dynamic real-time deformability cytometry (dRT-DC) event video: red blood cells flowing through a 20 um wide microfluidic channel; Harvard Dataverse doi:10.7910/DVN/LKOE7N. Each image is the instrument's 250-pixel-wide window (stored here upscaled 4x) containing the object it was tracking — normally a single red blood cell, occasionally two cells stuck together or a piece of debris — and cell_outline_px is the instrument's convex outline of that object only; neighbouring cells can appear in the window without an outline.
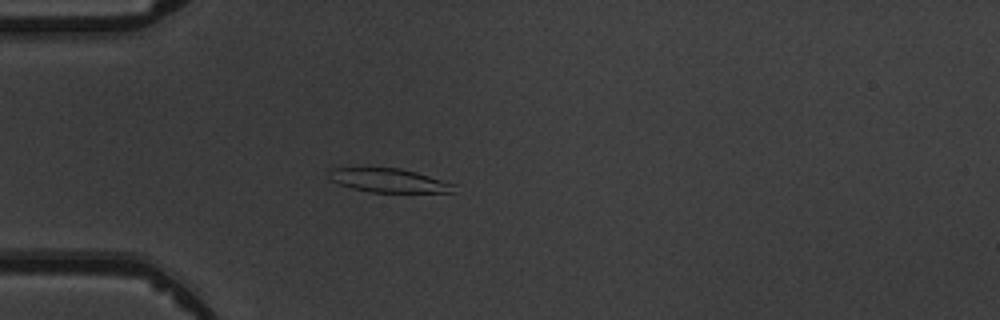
{"species": "common noctule bat (a hibernating species)", "species_latin": "Nyctalus noctula", "temperature_condition": "warm", "stored_images_in_passage": 5, "camera_frame_rate_fps": 3000, "um_per_image_px": 0.085, "animal": {"sex": "male", "body_mass_g": 19.5, "forearm_length_mm": 54.6}, "frame": {"image": 1, "passage_image": 4, "time_ms": 3.333, "image_size_px": [1000, 320], "cell_outline_px": [[456, 192], [372, 192], [352, 188], [340, 184], [332, 180], [328, 176], [328, 172], [332, 168], [400, 168], [416, 172], [456, 184]], "centroid_in_image_um": [33.08, 15.34], "position_along_channel_um": 51.9, "area_um2": 17.22}}